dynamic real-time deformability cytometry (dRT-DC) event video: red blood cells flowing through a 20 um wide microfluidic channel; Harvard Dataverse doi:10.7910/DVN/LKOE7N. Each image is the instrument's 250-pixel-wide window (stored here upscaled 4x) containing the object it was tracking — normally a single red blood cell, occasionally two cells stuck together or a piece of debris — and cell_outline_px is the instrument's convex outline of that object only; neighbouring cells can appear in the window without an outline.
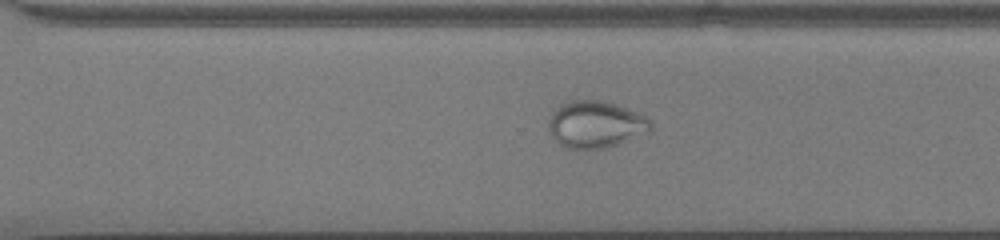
{"species": "common noctule bat (a hibernating species)", "species_latin": "Nyctalus noctula", "temperature_condition": "cold", "stored_images_in_passage": 58, "camera_frame_rate_fps": 3000, "um_per_image_px": 0.085, "animal": {"sex": "male", "body_mass_g": 13.0, "forearm_length_mm": 53.1}, "frame": {"image": 1, "passage_image": 42, "time_ms": 13.667, "image_size_px": [1000, 240], "cell_outline_px": [[652, 132], [608, 148], [564, 148], [548, 132], [548, 120], [552, 112], [560, 104], [572, 100], [600, 100], [648, 116], [652, 124]], "centroid_in_image_um": [50.64, 10.59], "position_along_channel_um": 320.0, "area_um2": 28.15}}